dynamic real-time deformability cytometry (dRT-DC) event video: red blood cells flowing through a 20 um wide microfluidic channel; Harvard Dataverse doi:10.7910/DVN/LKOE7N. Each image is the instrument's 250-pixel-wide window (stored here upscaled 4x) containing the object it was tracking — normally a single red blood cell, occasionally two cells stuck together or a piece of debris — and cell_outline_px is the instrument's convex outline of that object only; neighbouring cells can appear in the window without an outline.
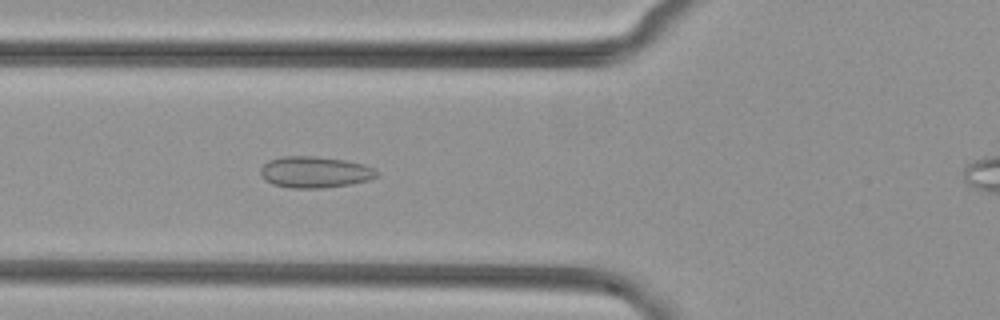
{"species": "common noctule bat (a hibernating species)", "species_latin": "Nyctalus noctula", "temperature_condition": "cold", "stored_images_in_passage": 34, "camera_frame_rate_fps": 3000, "um_per_image_px": 0.085, "animal": {"sex": "female", "body_mass_g": 29.2, "forearm_length_mm": 56.3}, "frame": {"image": 1, "passage_image": 7, "time_ms": 2.0, "image_size_px": [1000, 320], "cell_outline_px": [[380, 172], [376, 176], [368, 180], [352, 184], [320, 188], [292, 188], [272, 184], [264, 180], [260, 176], [260, 168], [268, 160], [280, 156], [316, 156], [344, 160], [364, 164], [376, 168]], "centroid_in_image_um": [26.75, 14.62], "position_along_channel_um": 99.1, "area_um2": 21.5}}
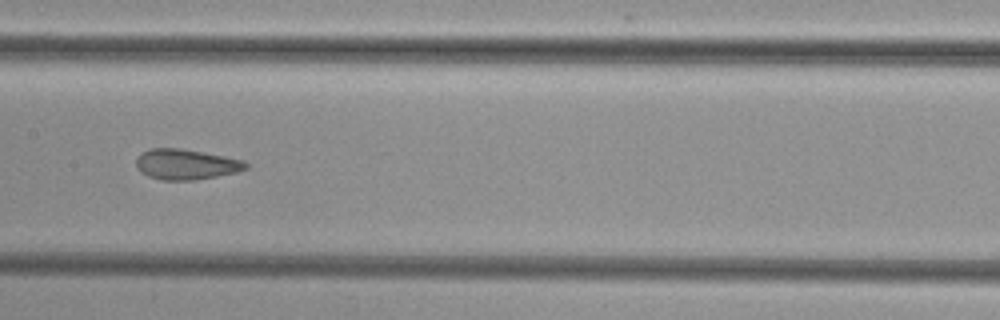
{"frame": {"image": 2, "passage_image": 14, "time_ms": 4.333, "image_size_px": [1000, 320], "cell_outline_px": [[248, 168], [236, 172], [196, 180], [164, 180], [148, 176], [140, 172], [136, 168], [136, 160], [148, 148], [180, 148], [224, 156], [244, 160], [248, 164]], "centroid_in_image_um": [15.81, 13.97], "position_along_channel_um": 191.6, "area_um2": 19.36}}
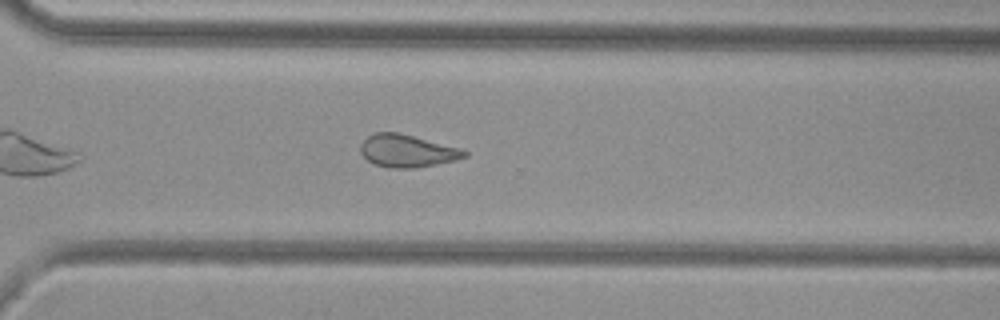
{"frame": {"image": 3, "passage_image": 25, "time_ms": 8.0, "image_size_px": [1000, 320], "cell_outline_px": [[468, 156], [456, 160], [416, 168], [388, 168], [372, 164], [360, 152], [360, 144], [372, 132], [400, 132], [460, 148], [468, 152]], "centroid_in_image_um": [34.59, 12.82], "position_along_channel_um": 336.0, "area_um2": 19.94}}